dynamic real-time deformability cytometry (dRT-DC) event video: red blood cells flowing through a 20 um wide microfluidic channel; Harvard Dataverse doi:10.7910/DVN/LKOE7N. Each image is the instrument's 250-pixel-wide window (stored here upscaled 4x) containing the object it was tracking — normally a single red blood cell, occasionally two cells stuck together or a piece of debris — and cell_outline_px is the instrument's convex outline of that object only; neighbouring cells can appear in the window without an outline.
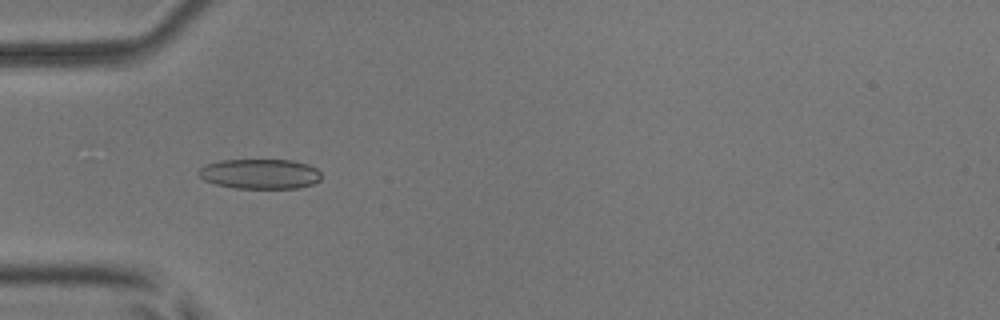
{"species": "common noctule bat (a hibernating species)", "species_latin": "Nyctalus noctula", "temperature_condition": "room temperature", "stored_images_in_passage": 50, "camera_frame_rate_fps": 3000, "um_per_image_px": 0.085, "animal": {"sex": "male", "body_mass_g": 17.9, "forearm_length_mm": 54.2}, "frame": {"image": 1, "passage_image": 15, "time_ms": 4.667, "image_size_px": [1000, 320], "cell_outline_px": [[320, 180], [312, 184], [296, 188], [236, 188], [216, 184], [204, 180], [196, 172], [200, 168], [208, 164], [220, 160], [292, 160], [308, 164], [316, 168], [320, 172]], "centroid_in_image_um": [22.1, 14.78], "position_along_channel_um": 62.9, "area_um2": 21.33}}
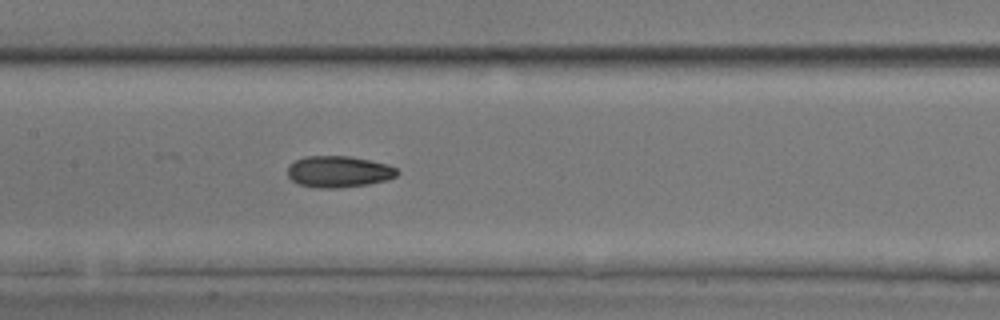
{"frame": {"image": 2, "passage_image": 24, "time_ms": 7.667, "image_size_px": [1000, 320], "cell_outline_px": [[400, 172], [396, 176], [388, 180], [368, 184], [336, 188], [316, 188], [300, 184], [292, 180], [288, 176], [288, 164], [304, 156], [348, 156], [388, 164], [396, 168]], "centroid_in_image_um": [28.79, 14.59], "position_along_channel_um": 178.6, "area_um2": 20.11}}
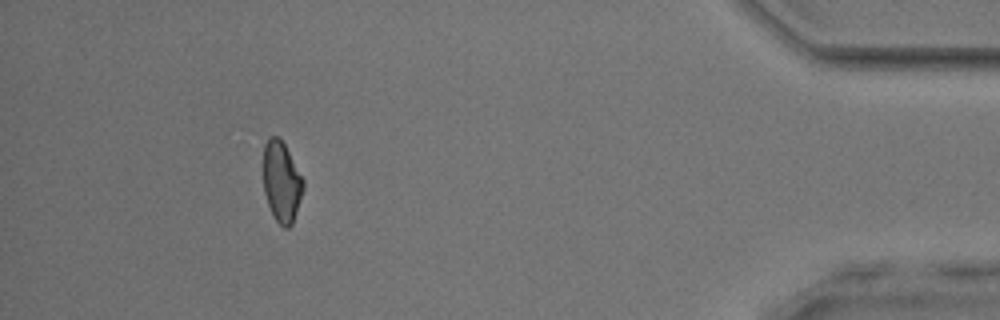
{"frame": {"image": 3, "passage_image": 46, "time_ms": 15.0, "image_size_px": [1000, 320], "cell_outline_px": [[304, 188], [292, 224], [288, 228], [284, 228], [272, 216], [264, 192], [264, 144], [268, 136], [276, 136], [284, 144], [304, 180]], "centroid_in_image_um": [23.93, 15.47], "position_along_channel_um": 411.3, "area_um2": 18.61}, "authors_computed_cell_mechanics": {"area_um2": 20.0566, "velocity_mm_per_s": 3.9458, "shape_relaxation_time_tau1_ms": null, "shape_relaxation_time_tau2_ms": 3.0636, "deformation_change_tau1": null, "deformation_change_tau2": 0.0949}}